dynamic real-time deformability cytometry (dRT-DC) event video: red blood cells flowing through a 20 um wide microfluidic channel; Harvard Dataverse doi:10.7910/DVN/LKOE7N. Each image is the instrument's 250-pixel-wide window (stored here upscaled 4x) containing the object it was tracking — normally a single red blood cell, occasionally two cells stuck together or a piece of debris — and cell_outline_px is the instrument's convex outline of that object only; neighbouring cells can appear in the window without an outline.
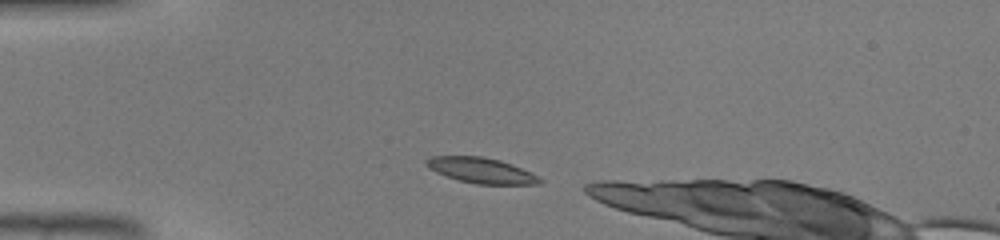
{"species": "common noctule bat (a hibernating species)", "species_latin": "Nyctalus noctula", "temperature_condition": "warm", "stored_images_in_passage": 11, "camera_frame_rate_fps": 3000, "um_per_image_px": 0.085, "animal": {"sex": "male", "body_mass_g": 19.0, "forearm_length_mm": 50.8}, "frame": {"image": 1, "passage_image": 2, "time_ms": 0.333, "image_size_px": [1000, 240], "cell_outline_px": [[544, 180], [540, 184], [476, 184], [460, 180], [436, 172], [428, 168], [424, 164], [424, 160], [432, 156], [480, 156], [500, 160], [512, 164], [532, 172]], "centroid_in_image_um": [40.92, 14.48], "position_along_channel_um": 44.1, "area_um2": 16.88}}
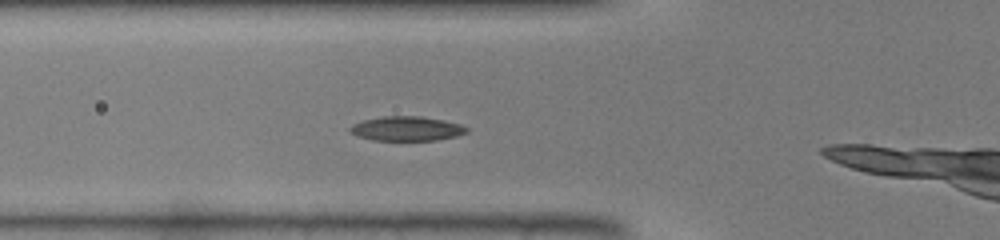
{"frame": {"image": 2, "passage_image": 7, "time_ms": 2.0, "image_size_px": [1000, 240], "cell_outline_px": [[468, 132], [456, 136], [436, 140], [372, 140], [356, 136], [348, 132], [348, 128], [352, 124], [364, 120], [384, 116], [420, 116], [444, 120], [460, 124], [468, 128]], "centroid_in_image_um": [34.53, 10.93], "position_along_channel_um": 91.3, "area_um2": 16.7}}
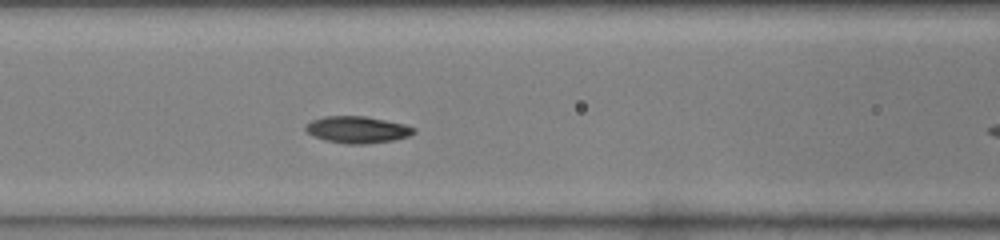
{"frame": {"image": 3, "passage_image": 10, "time_ms": 3.0, "image_size_px": [1000, 240], "cell_outline_px": [[416, 132], [408, 136], [392, 140], [364, 144], [348, 144], [328, 140], [316, 136], [308, 132], [304, 128], [312, 120], [324, 116], [364, 116], [404, 124], [416, 128]], "centroid_in_image_um": [30.41, 11.01], "position_along_channel_um": 136.2, "area_um2": 16.53}}